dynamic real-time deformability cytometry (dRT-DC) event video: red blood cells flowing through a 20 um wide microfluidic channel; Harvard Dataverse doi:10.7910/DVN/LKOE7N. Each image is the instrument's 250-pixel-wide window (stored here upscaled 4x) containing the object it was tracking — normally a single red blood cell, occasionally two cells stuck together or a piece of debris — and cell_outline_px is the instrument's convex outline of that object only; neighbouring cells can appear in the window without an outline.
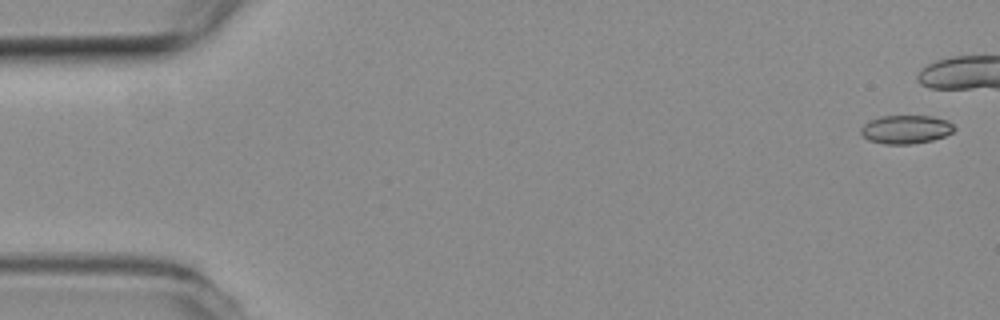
{"species": "common noctule bat (a hibernating species)", "species_latin": "Nyctalus noctula", "temperature_condition": "room temperature", "stored_images_in_passage": 43, "camera_frame_rate_fps": 3000, "um_per_image_px": 0.085, "animal": {"sex": "female", "body_mass_g": 19.3, "forearm_length_mm": 54.1}, "frame": {"image": 1, "passage_image": 2, "time_ms": 0.333, "image_size_px": [1000, 320], "cell_outline_px": [[956, 128], [952, 132], [944, 136], [932, 140], [912, 144], [884, 144], [868, 140], [860, 132], [860, 128], [864, 124], [880, 116], [932, 116], [948, 120]], "centroid_in_image_um": [77.01, 11.0], "position_along_channel_um": 8.0, "area_um2": 15.49}}
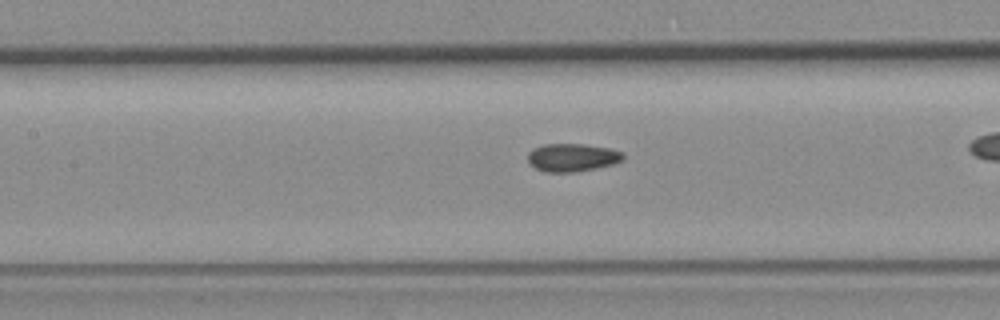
{"frame": {"image": 2, "passage_image": 25, "time_ms": 8.0, "image_size_px": [1000, 320], "cell_outline_px": [[624, 160], [612, 164], [596, 168], [576, 172], [544, 172], [536, 168], [528, 160], [528, 152], [532, 148], [544, 144], [584, 144], [608, 148], [624, 152]], "centroid_in_image_um": [48.65, 13.38], "position_along_channel_um": 158.8, "area_um2": 15.61}}
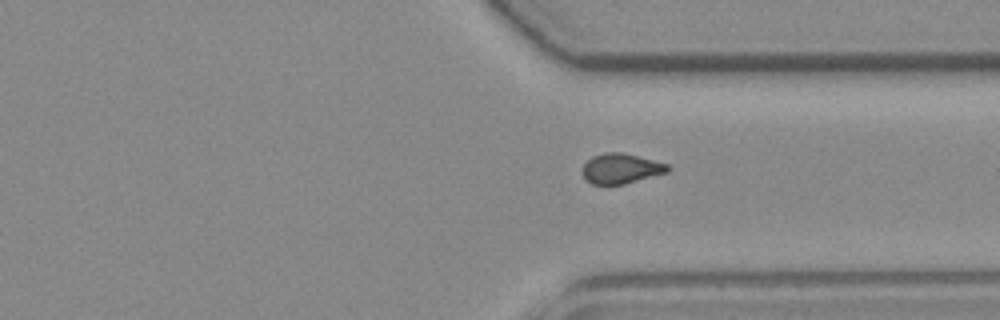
{"frame": {"image": 3, "passage_image": 41, "time_ms": 13.333, "image_size_px": [1000, 320], "cell_outline_px": [[672, 168], [668, 172], [624, 184], [592, 184], [584, 180], [584, 164], [592, 156], [604, 152], [620, 152], [668, 164]], "centroid_in_image_um": [52.79, 14.33], "position_along_channel_um": 358.6, "area_um2": 14.8}}